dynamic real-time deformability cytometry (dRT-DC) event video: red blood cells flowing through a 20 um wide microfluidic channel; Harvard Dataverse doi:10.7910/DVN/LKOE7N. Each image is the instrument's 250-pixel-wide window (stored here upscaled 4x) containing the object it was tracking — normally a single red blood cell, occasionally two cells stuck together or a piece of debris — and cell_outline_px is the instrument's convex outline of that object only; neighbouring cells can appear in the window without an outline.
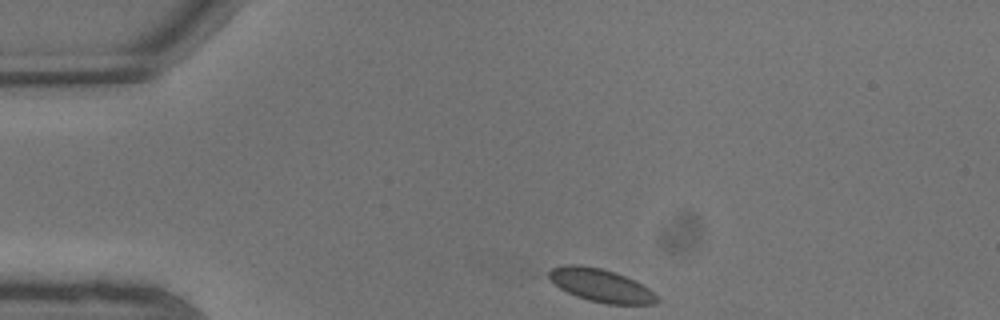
{"species": "common noctule bat (a hibernating species)", "species_latin": "Nyctalus noctula", "temperature_condition": "warm", "stored_images_in_passage": 3, "camera_frame_rate_fps": 3000, "um_per_image_px": 0.085, "animal": {"sex": "male", "body_mass_g": 13.3}, "frame": {"image": 1, "passage_image": 1, "time_ms": 0.0, "image_size_px": [1000, 320], "cell_outline_px": [[660, 300], [656, 304], [608, 304], [588, 300], [576, 296], [560, 288], [548, 276], [548, 272], [552, 268], [564, 264], [580, 264], [600, 268], [616, 272], [648, 288]], "centroid_in_image_um": [51.06, 24.25], "position_along_channel_um": 33.9, "area_um2": 20.58}}